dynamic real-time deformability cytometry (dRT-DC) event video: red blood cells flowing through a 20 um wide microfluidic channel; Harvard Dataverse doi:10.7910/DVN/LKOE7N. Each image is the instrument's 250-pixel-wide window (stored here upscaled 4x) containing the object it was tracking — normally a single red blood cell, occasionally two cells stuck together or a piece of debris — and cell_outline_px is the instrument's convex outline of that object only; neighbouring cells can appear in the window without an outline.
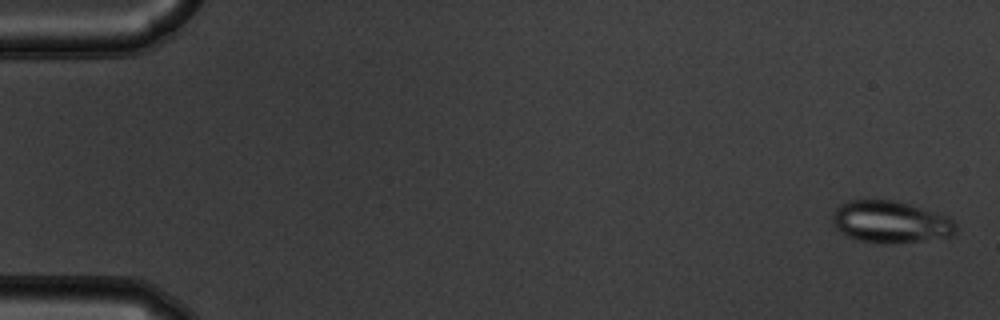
{"species": "common noctule bat (a hibernating species)", "species_latin": "Nyctalus noctula", "temperature_condition": "warm", "stored_images_in_passage": 54, "camera_frame_rate_fps": 3000, "um_per_image_px": 0.085, "animal": {"sex": "male", "body_mass_g": 19.5, "forearm_length_mm": 54.6}, "frame": {"image": 1, "passage_image": 2, "time_ms": 0.333, "image_size_px": [1000, 320], "cell_outline_px": [[956, 232], [952, 236], [888, 244], [880, 244], [856, 240], [844, 236], [836, 228], [832, 220], [832, 212], [840, 204], [848, 200], [892, 200], [908, 204], [936, 212], [948, 216], [956, 224]], "centroid_in_image_um": [75.65, 18.87], "position_along_channel_um": 9.4, "area_um2": 30.35}}
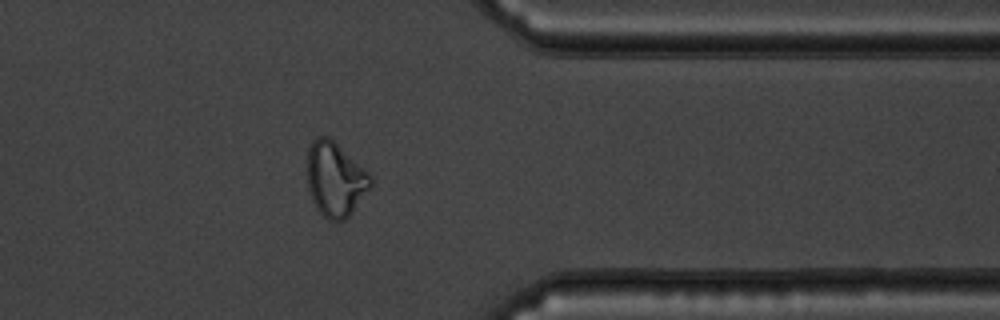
{"frame": {"image": 2, "passage_image": 44, "time_ms": 14.333, "image_size_px": [1000, 320], "cell_outline_px": [[372, 184], [352, 212], [344, 220], [328, 220], [316, 208], [312, 200], [308, 188], [308, 148], [312, 140], [316, 136], [328, 136], [368, 172], [372, 176]], "centroid_in_image_um": [28.48, 15.23], "position_along_channel_um": 382.9, "area_um2": 27.11}}
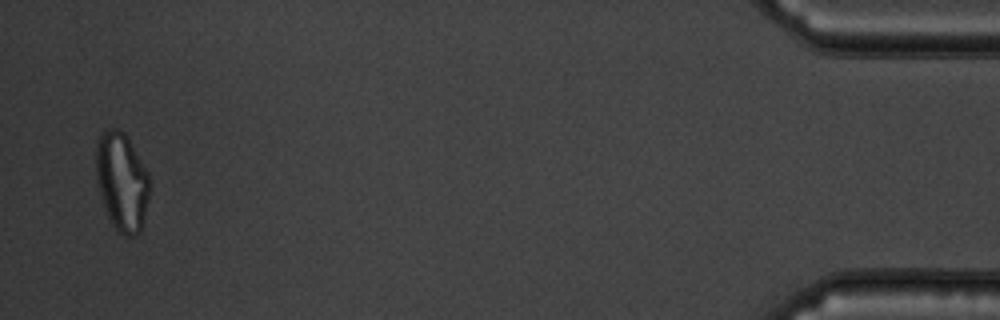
{"frame": {"image": 3, "passage_image": 53, "time_ms": 17.333, "image_size_px": [1000, 320], "cell_outline_px": [[152, 184], [140, 232], [136, 236], [124, 236], [112, 224], [108, 216], [96, 180], [96, 144], [100, 132], [108, 128], [116, 128], [124, 132], [128, 136], [148, 172]], "centroid_in_image_um": [10.37, 15.4], "position_along_channel_um": 424.8, "area_um2": 31.04}, "authors_computed_cell_mechanics": {"area_um2": 29.5358, "velocity_mm_per_s": 3.7923, "shape_relaxation_time_tau1_ms": null, "shape_relaxation_time_tau2_ms": 0.819, "deformation_change_tau1": null, "deformation_change_tau2": 0.0914}}